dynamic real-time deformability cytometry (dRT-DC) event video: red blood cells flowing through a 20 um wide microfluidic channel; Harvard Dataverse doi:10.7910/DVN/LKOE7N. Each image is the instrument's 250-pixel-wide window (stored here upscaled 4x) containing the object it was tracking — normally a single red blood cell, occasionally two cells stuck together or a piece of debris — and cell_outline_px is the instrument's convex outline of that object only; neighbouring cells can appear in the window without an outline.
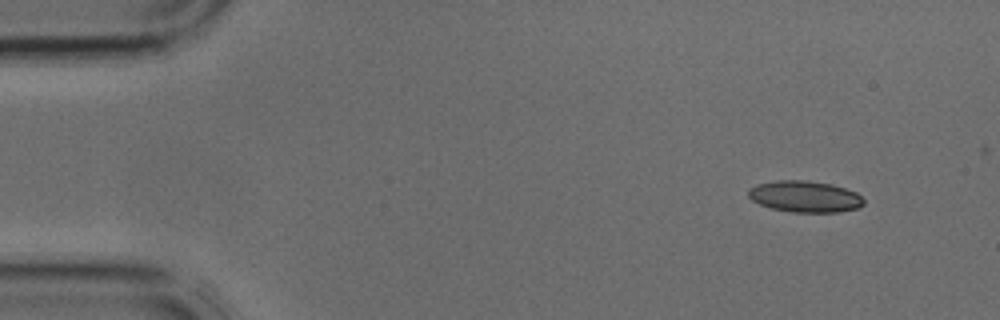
{"species": "common noctule bat (a hibernating species)", "species_latin": "Nyctalus noctula", "temperature_condition": "cold", "stored_images_in_passage": 3, "camera_frame_rate_fps": 3000, "um_per_image_px": 0.085, "animal": {"sex": "male", "body_mass_g": 17.9, "forearm_length_mm": 54.2}, "frame": {"image": 1, "passage_image": 1, "time_ms": 0.0, "image_size_px": [1000, 320], "cell_outline_px": [[864, 204], [856, 208], [836, 212], [792, 212], [772, 208], [760, 204], [752, 200], [748, 196], [748, 188], [756, 184], [776, 180], [804, 180], [832, 184], [856, 192], [864, 200]], "centroid_in_image_um": [68.38, 16.69], "position_along_channel_um": 16.6, "area_um2": 21.04}}
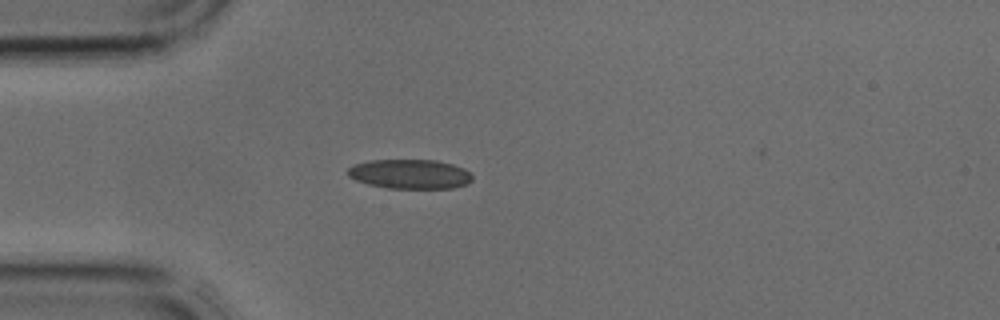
{"frame": {"image": 2, "passage_image": 3, "time_ms": 0.667, "image_size_px": [1000, 320], "cell_outline_px": [[472, 180], [468, 184], [452, 188], [388, 188], [368, 184], [356, 180], [348, 176], [348, 168], [356, 164], [372, 160], [436, 160], [452, 164], [464, 168], [472, 176]], "centroid_in_image_um": [34.87, 14.8], "position_along_channel_um": 50.1, "area_um2": 21.27}}